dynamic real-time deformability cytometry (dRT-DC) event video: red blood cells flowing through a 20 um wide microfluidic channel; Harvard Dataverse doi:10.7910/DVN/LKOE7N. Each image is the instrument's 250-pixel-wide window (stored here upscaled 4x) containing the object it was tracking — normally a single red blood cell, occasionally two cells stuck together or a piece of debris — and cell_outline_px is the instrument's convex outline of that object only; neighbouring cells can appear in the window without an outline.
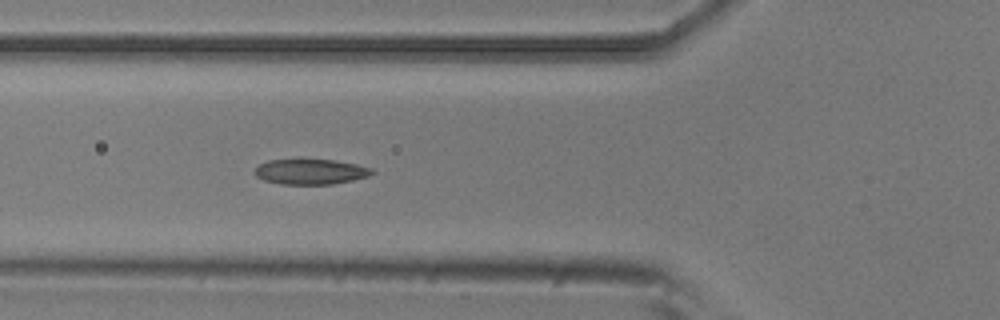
{"species": "common noctule bat (a hibernating species)", "species_latin": "Nyctalus noctula", "temperature_condition": "room temperature", "stored_images_in_passage": 6, "camera_frame_rate_fps": 3000, "um_per_image_px": 0.085, "animal": {"sex": "male", "body_mass_g": 20.5, "forearm_length_mm": 52.5}, "frame": {"image": 1, "passage_image": 5, "time_ms": 1.333, "image_size_px": [1000, 320], "cell_outline_px": [[376, 172], [368, 176], [352, 180], [332, 184], [280, 184], [264, 180], [256, 176], [252, 172], [260, 164], [268, 160], [300, 156], [336, 160], [356, 164], [372, 168]], "centroid_in_image_um": [26.36, 14.54], "position_along_channel_um": 99.4, "area_um2": 18.21}}